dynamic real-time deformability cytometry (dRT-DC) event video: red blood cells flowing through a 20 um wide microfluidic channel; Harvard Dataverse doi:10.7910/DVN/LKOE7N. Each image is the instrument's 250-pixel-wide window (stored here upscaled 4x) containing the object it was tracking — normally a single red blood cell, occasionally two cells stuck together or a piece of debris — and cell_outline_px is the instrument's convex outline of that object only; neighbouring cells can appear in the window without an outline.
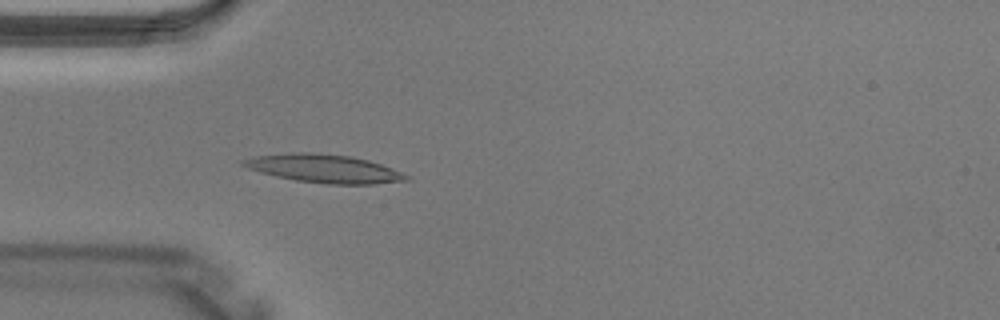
{"species": "Egyptian fruit bat (a non-hibernating species)", "species_latin": "Rousettus aegyptiacus", "temperature_condition": "warm", "stored_images_in_passage": 2, "camera_frame_rate_fps": 3000, "um_per_image_px": 0.085, "animal": {"sex": "male"}, "frame": {"image": 1, "passage_image": 2, "time_ms": 0.333, "image_size_px": [1000, 320], "cell_outline_px": [[412, 180], [372, 184], [328, 184], [296, 180], [276, 176], [248, 168], [240, 164], [240, 160], [256, 156], [292, 152], [308, 152], [352, 156], [368, 160], [392, 168], [412, 176]], "centroid_in_image_um": [27.6, 14.33], "position_along_channel_um": 57.4, "area_um2": 26.88}}